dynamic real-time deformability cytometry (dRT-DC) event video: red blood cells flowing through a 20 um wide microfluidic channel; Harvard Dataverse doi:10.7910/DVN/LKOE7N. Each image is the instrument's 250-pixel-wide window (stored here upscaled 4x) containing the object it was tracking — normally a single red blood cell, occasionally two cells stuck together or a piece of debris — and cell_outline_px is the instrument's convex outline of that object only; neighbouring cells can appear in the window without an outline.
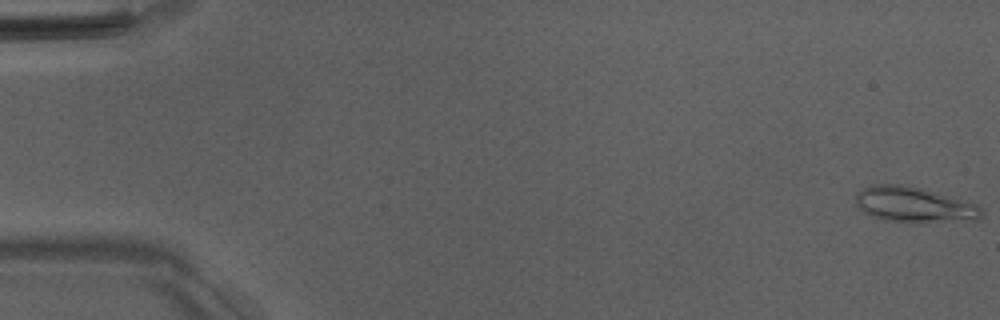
{"species": "Egyptian fruit bat (a non-hibernating species)", "species_latin": "Rousettus aegyptiacus", "temperature_condition": "room temperature", "stored_images_in_passage": 52, "camera_frame_rate_fps": 3000, "um_per_image_px": 0.085, "animal": {"sex": "male"}, "frame": {"image": 1, "passage_image": 1, "time_ms": 0.0, "image_size_px": [1000, 320], "cell_outline_px": [[984, 216], [980, 220], [920, 224], [912, 224], [888, 220], [872, 216], [864, 212], [856, 204], [856, 192], [872, 184], [904, 184], [920, 188], [964, 200], [976, 204], [984, 212]], "centroid_in_image_um": [77.75, 17.43], "position_along_channel_um": 7.2, "area_um2": 26.59}}
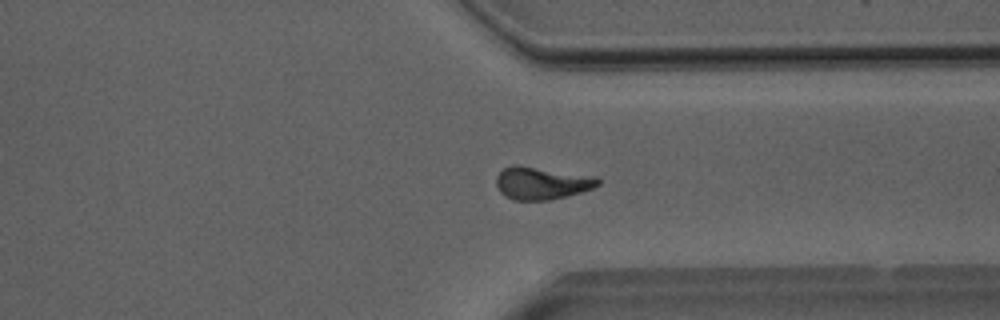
{"frame": {"image": 2, "passage_image": 40, "time_ms": 13.0, "image_size_px": [1000, 320], "cell_outline_px": [[600, 184], [592, 188], [580, 192], [552, 200], [516, 200], [504, 196], [500, 192], [496, 184], [496, 176], [504, 168], [516, 164], [596, 176], [600, 180]], "centroid_in_image_um": [46.04, 15.56], "position_along_channel_um": 365.4, "area_um2": 19.36}}
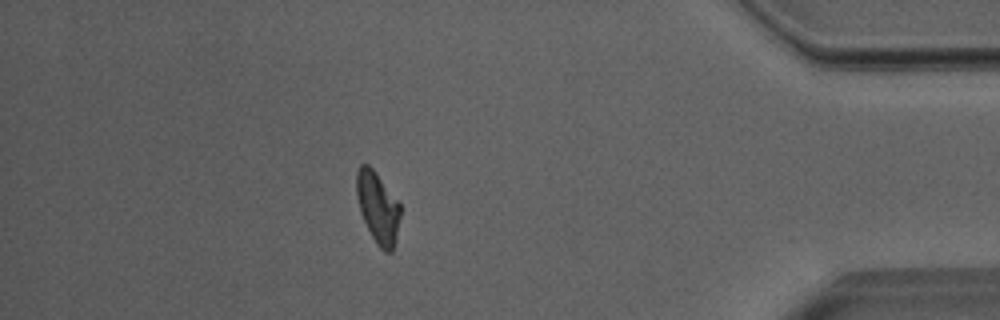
{"frame": {"image": 3, "passage_image": 46, "time_ms": 15.0, "image_size_px": [1000, 320], "cell_outline_px": [[400, 216], [392, 252], [384, 252], [376, 244], [360, 212], [356, 196], [356, 172], [360, 164], [368, 164], [372, 168], [400, 204]], "centroid_in_image_um": [32.09, 17.63], "position_along_channel_um": 403.1, "area_um2": 17.92}, "authors_computed_cell_mechanics": {"area_um2": 19.074, "velocity_mm_per_s": 3.9858, "shape_relaxation_time_tau1_ms": 6.607, "shape_relaxation_time_tau2_ms": 4.3036, "deformation_change_tau1": 0.1927, "deformation_change_tau2": 0.1157}}